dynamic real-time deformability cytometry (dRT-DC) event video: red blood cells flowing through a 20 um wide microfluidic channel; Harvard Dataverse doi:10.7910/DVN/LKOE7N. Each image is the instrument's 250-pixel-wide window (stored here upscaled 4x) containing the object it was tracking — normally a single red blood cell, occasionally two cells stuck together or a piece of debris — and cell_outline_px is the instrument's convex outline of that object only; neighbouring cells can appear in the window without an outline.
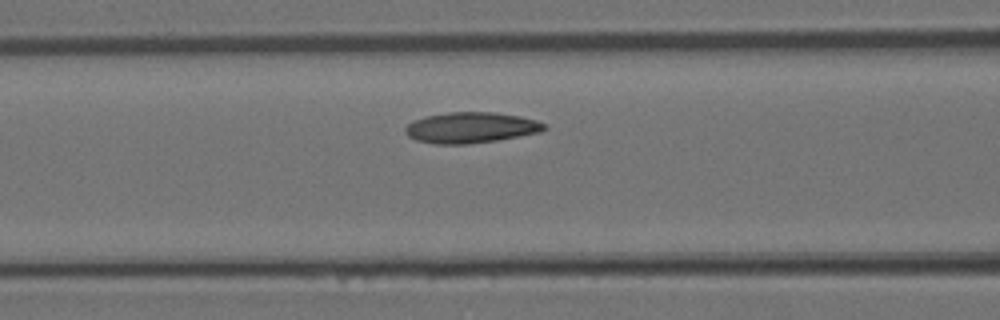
{"species": "Egyptian fruit bat (a non-hibernating species)", "species_latin": "Rousettus aegyptiacus", "temperature_condition": "room temperature", "stored_images_in_passage": 10, "camera_frame_rate_fps": 3000, "um_per_image_px": 0.085, "animal": {"sex": "female"}, "frame": {"image": 1, "passage_image": 6, "time_ms": 1.667, "image_size_px": [1000, 320], "cell_outline_px": [[548, 128], [540, 132], [496, 140], [468, 144], [432, 144], [416, 140], [408, 136], [404, 132], [404, 128], [408, 124], [424, 116], [448, 112], [492, 112], [520, 116], [536, 120], [544, 124]], "centroid_in_image_um": [40.0, 10.85], "position_along_channel_um": 126.6, "area_um2": 24.91}}
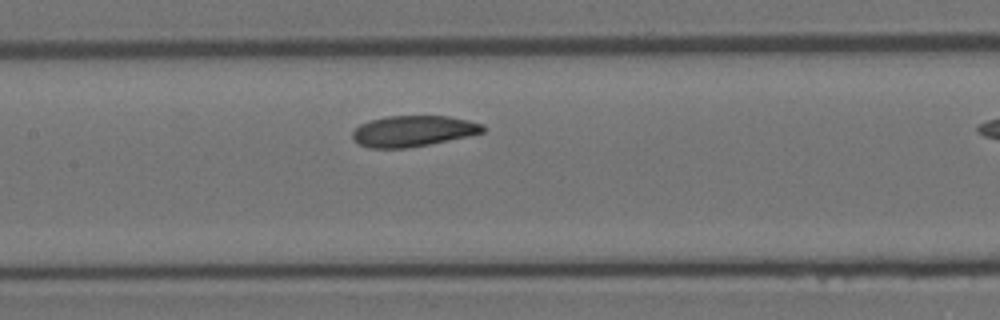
{"frame": {"image": 2, "passage_image": 9, "time_ms": 2.667, "image_size_px": [1000, 320], "cell_outline_px": [[488, 128], [484, 132], [468, 136], [428, 144], [404, 148], [368, 148], [352, 140], [352, 132], [360, 124], [372, 120], [388, 116], [448, 116], [468, 120], [484, 124]], "centroid_in_image_um": [35.13, 11.14], "position_along_channel_um": 172.3, "area_um2": 23.47}}